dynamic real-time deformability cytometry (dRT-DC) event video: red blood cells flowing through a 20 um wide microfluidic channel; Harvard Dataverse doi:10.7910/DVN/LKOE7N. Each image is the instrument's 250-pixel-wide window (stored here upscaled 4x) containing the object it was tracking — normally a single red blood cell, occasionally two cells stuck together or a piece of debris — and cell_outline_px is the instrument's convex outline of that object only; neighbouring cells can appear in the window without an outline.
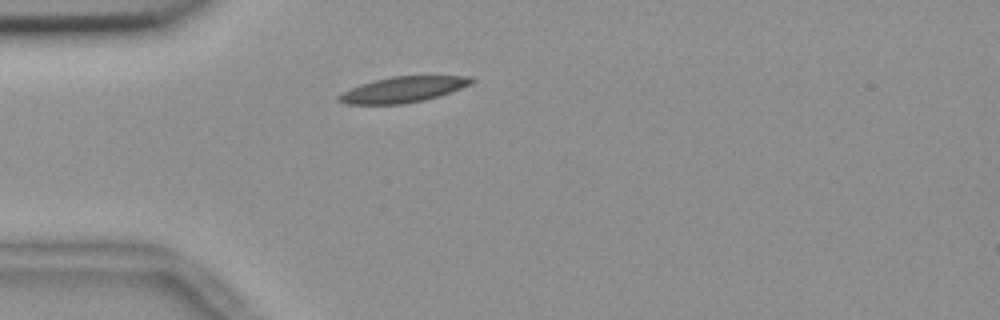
{"species": "common noctule bat (a hibernating species)", "species_latin": "Nyctalus noctula", "temperature_condition": "room temperature", "stored_images_in_passage": 38, "camera_frame_rate_fps": 3000, "um_per_image_px": 0.085, "animal": {"sex": "female", "body_mass_g": 18.4}, "frame": {"image": 1, "passage_image": 2, "time_ms": 0.333, "image_size_px": [1000, 320], "cell_outline_px": [[476, 80], [472, 84], [440, 96], [424, 100], [400, 104], [348, 104], [336, 100], [336, 96], [360, 84], [372, 80], [392, 76], [472, 76]], "centroid_in_image_um": [34.28, 7.6], "position_along_channel_um": 50.7, "area_um2": 19.94}}
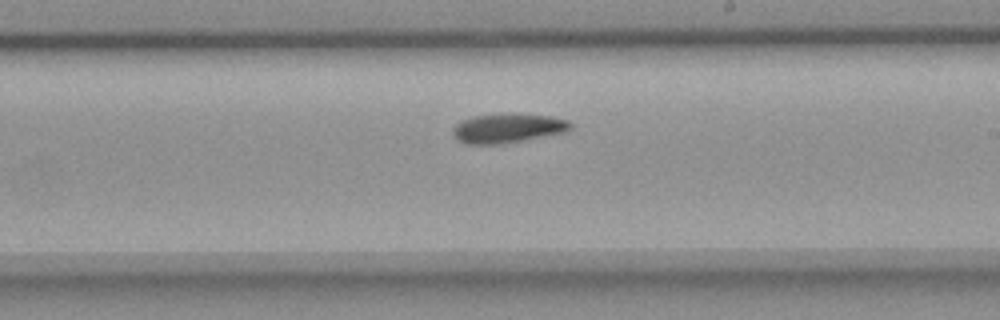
{"frame": {"image": 2, "passage_image": 19, "time_ms": 6.0, "image_size_px": [1000, 320], "cell_outline_px": [[572, 128], [568, 132], [500, 144], [464, 144], [456, 140], [452, 132], [452, 128], [456, 124], [472, 116], [552, 116], [568, 120], [572, 124]], "centroid_in_image_um": [43.15, 10.95], "position_along_channel_um": 245.8, "area_um2": 19.42}}
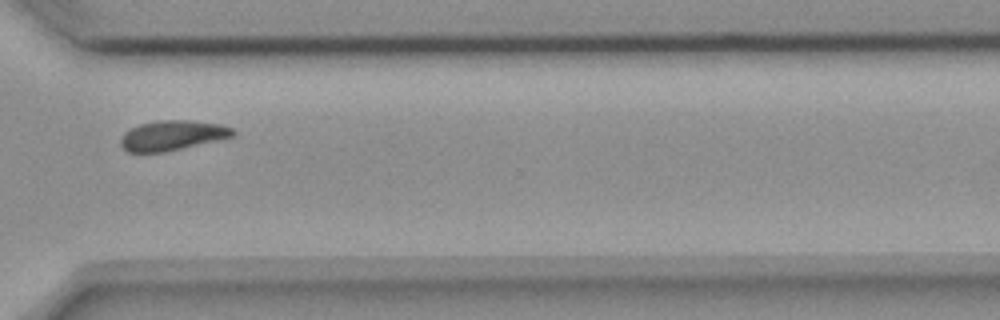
{"frame": {"image": 3, "passage_image": 28, "time_ms": 9.0, "image_size_px": [1000, 320], "cell_outline_px": [[236, 136], [164, 152], [128, 152], [120, 144], [120, 140], [124, 132], [140, 124], [160, 120], [188, 120], [220, 124], [232, 128], [236, 132]], "centroid_in_image_um": [14.67, 11.51], "position_along_channel_um": 355.9, "area_um2": 19.48}, "authors_computed_cell_mechanics": {"area_um2": 19.7676, "velocity_mm_per_s": 3.6472, "shape_relaxation_time_tau1_ms": 10.8059, "shape_relaxation_time_tau2_ms": null, "deformation_change_tau1": 0.1982, "deformation_change_tau2": null}}